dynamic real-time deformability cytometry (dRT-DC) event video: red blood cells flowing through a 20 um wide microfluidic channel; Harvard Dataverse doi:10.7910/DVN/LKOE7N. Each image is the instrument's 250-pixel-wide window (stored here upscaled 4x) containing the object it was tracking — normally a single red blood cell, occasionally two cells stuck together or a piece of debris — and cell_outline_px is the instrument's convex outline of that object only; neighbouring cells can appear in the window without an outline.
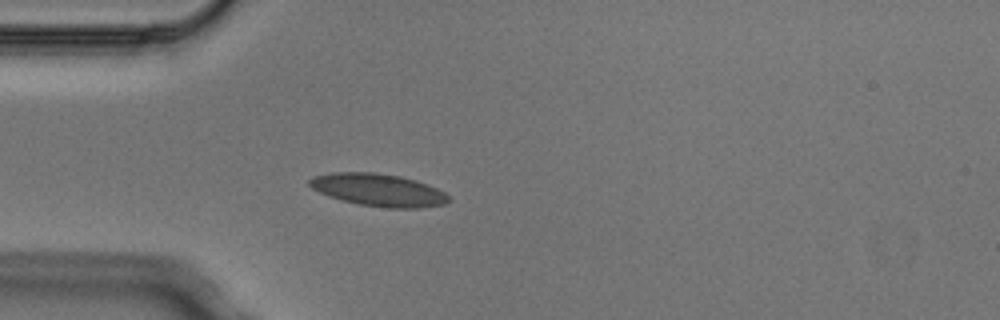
{"species": "Egyptian fruit bat (a non-hibernating species)", "species_latin": "Rousettus aegyptiacus", "temperature_condition": "cold", "stored_images_in_passage": 1, "camera_frame_rate_fps": 3000, "um_per_image_px": 0.085, "animal": {"sex": "male"}, "frame": {"image": 1, "passage_image": 1, "time_ms": 0.0, "image_size_px": [1000, 320], "cell_outline_px": [[452, 200], [444, 204], [420, 208], [388, 208], [360, 204], [328, 196], [312, 188], [308, 184], [308, 180], [312, 176], [332, 172], [376, 172], [400, 176], [416, 180], [428, 184], [444, 192]], "centroid_in_image_um": [32.17, 16.14], "position_along_channel_um": 52.8, "area_um2": 26.41}}